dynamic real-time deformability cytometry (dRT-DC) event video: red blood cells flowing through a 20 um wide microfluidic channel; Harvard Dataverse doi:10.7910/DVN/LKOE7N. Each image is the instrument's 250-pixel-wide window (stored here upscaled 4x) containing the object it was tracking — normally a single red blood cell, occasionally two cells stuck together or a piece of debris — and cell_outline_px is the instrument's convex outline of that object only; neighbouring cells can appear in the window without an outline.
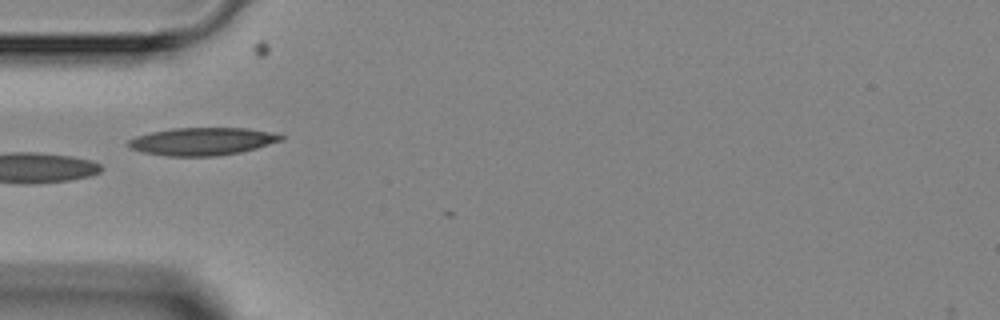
{"species": "Egyptian fruit bat (a non-hibernating species)", "species_latin": "Rousettus aegyptiacus", "temperature_condition": "room temperature", "stored_images_in_passage": 5, "camera_frame_rate_fps": 3000, "um_per_image_px": 0.085, "animal": {"sex": "female"}, "frame": {"image": 1, "passage_image": 3, "time_ms": 3.333, "image_size_px": [1000, 320], "cell_outline_px": [[284, 140], [256, 148], [240, 152], [216, 156], [168, 156], [144, 152], [128, 148], [128, 140], [136, 136], [152, 132], [172, 128], [248, 128], [276, 132], [284, 136]], "centroid_in_image_um": [17.23, 12.01], "position_along_channel_um": 67.8, "area_um2": 24.74}}
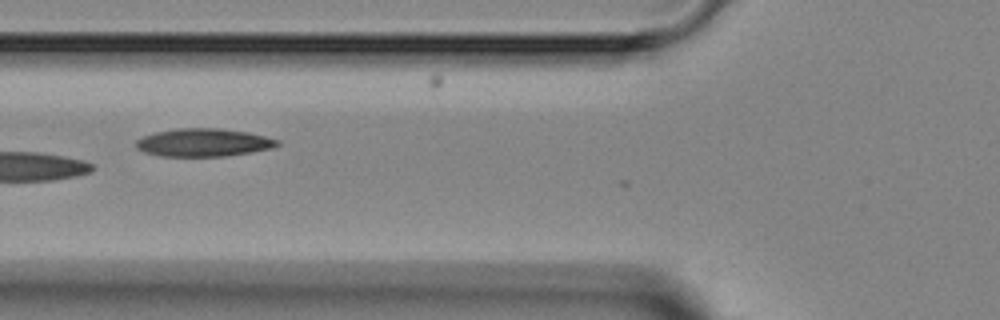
{"frame": {"image": 2, "passage_image": 4, "time_ms": 4.333, "image_size_px": [1000, 320], "cell_outline_px": [[280, 144], [272, 148], [228, 156], [160, 156], [144, 152], [136, 148], [136, 140], [144, 136], [156, 132], [176, 128], [220, 128], [248, 132], [280, 140]], "centroid_in_image_um": [17.3, 12.11], "position_along_channel_um": 108.5, "area_um2": 23.06}}